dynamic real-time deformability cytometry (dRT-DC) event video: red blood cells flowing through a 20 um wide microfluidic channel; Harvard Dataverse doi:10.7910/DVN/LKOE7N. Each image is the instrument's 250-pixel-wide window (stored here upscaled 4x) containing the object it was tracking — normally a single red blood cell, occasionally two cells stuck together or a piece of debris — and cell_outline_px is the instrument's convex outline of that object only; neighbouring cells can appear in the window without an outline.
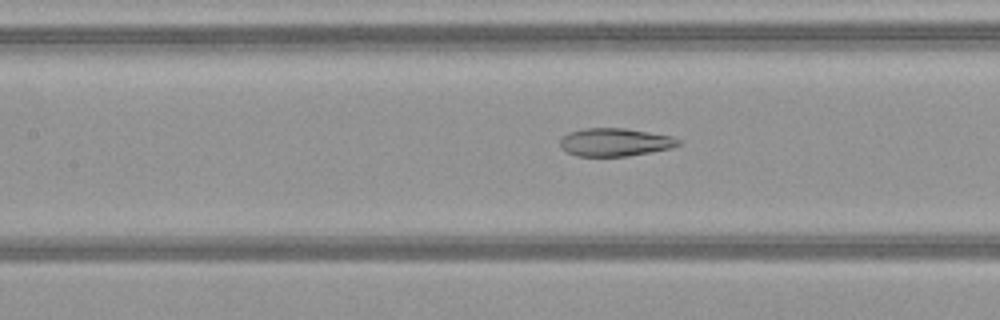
{"species": "common noctule bat (a hibernating species)", "species_latin": "Nyctalus noctula", "temperature_condition": "warm", "stored_images_in_passage": 45, "camera_frame_rate_fps": 3000, "um_per_image_px": 0.085, "animal": {"sex": "female", "body_mass_g": 21.9}, "frame": {"image": 1, "passage_image": 18, "time_ms": 5.667, "image_size_px": [1000, 320], "cell_outline_px": [[680, 144], [672, 148], [652, 152], [628, 156], [576, 156], [560, 148], [560, 140], [568, 132], [584, 128], [624, 128], [672, 136], [680, 140]], "centroid_in_image_um": [52.27, 12.09], "position_along_channel_um": 155.1, "area_um2": 19.36}}
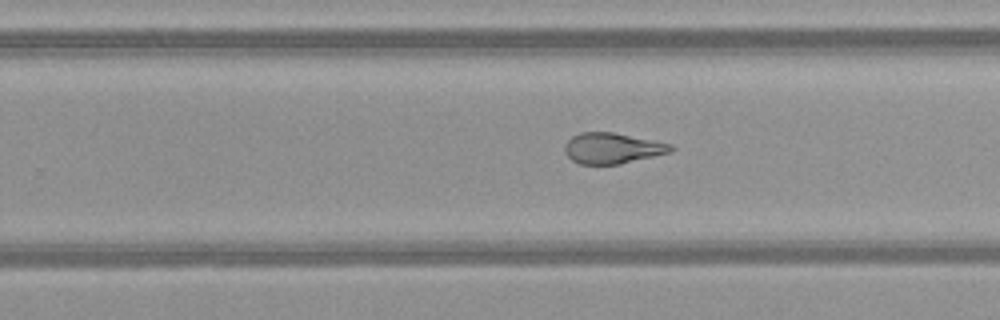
{"frame": {"image": 2, "passage_image": 27, "time_ms": 8.667, "image_size_px": [1000, 320], "cell_outline_px": [[676, 148], [672, 152], [620, 164], [580, 164], [572, 160], [564, 152], [564, 144], [572, 136], [580, 132], [612, 132], [672, 144]], "centroid_in_image_um": [52.05, 12.6], "position_along_channel_um": 277.8, "area_um2": 19.07}}
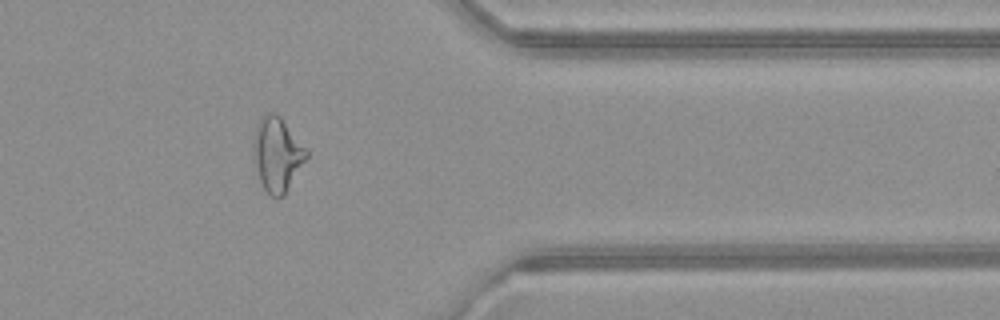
{"frame": {"image": 3, "passage_image": 36, "time_ms": 11.667, "image_size_px": [1000, 320], "cell_outline_px": [[308, 156], [284, 196], [276, 200], [264, 188], [260, 180], [252, 160], [252, 148], [256, 124], [268, 112], [276, 112], [280, 116], [308, 152]], "centroid_in_image_um": [23.52, 13.14], "position_along_channel_um": 387.9, "area_um2": 22.89}, "authors_computed_cell_mechanics": {"area_um2": 22.4842, "velocity_mm_per_s": 4.0973, "shape_relaxation_time_tau1_ms": null, "shape_relaxation_time_tau2_ms": 1.6101, "deformation_change_tau1": null, "deformation_change_tau2": 0.1063}}